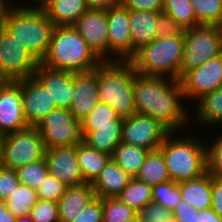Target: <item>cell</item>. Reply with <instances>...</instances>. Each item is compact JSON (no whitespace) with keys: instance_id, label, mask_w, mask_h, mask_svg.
<instances>
[{"instance_id":"ffe728a7","label":"cell","mask_w":222,"mask_h":222,"mask_svg":"<svg viewBox=\"0 0 222 222\" xmlns=\"http://www.w3.org/2000/svg\"><path fill=\"white\" fill-rule=\"evenodd\" d=\"M123 121L112 120V124L103 125H81L83 142L112 156L115 148L122 142Z\"/></svg>"},{"instance_id":"9c48e42d","label":"cell","mask_w":222,"mask_h":222,"mask_svg":"<svg viewBox=\"0 0 222 222\" xmlns=\"http://www.w3.org/2000/svg\"><path fill=\"white\" fill-rule=\"evenodd\" d=\"M35 127L41 134L45 149L73 147L83 141L80 121L69 109L51 111Z\"/></svg>"},{"instance_id":"74e56055","label":"cell","mask_w":222,"mask_h":222,"mask_svg":"<svg viewBox=\"0 0 222 222\" xmlns=\"http://www.w3.org/2000/svg\"><path fill=\"white\" fill-rule=\"evenodd\" d=\"M112 120H124L119 118L112 107L99 102L91 113L80 121L81 125H103L112 124Z\"/></svg>"},{"instance_id":"d6a6232c","label":"cell","mask_w":222,"mask_h":222,"mask_svg":"<svg viewBox=\"0 0 222 222\" xmlns=\"http://www.w3.org/2000/svg\"><path fill=\"white\" fill-rule=\"evenodd\" d=\"M199 24L218 25L222 19V0H190Z\"/></svg>"},{"instance_id":"277c9868","label":"cell","mask_w":222,"mask_h":222,"mask_svg":"<svg viewBox=\"0 0 222 222\" xmlns=\"http://www.w3.org/2000/svg\"><path fill=\"white\" fill-rule=\"evenodd\" d=\"M55 27L43 8L14 5L3 26L39 63L47 54Z\"/></svg>"},{"instance_id":"f546056e","label":"cell","mask_w":222,"mask_h":222,"mask_svg":"<svg viewBox=\"0 0 222 222\" xmlns=\"http://www.w3.org/2000/svg\"><path fill=\"white\" fill-rule=\"evenodd\" d=\"M118 198L138 213L152 202V186L132 178Z\"/></svg>"},{"instance_id":"603a6c76","label":"cell","mask_w":222,"mask_h":222,"mask_svg":"<svg viewBox=\"0 0 222 222\" xmlns=\"http://www.w3.org/2000/svg\"><path fill=\"white\" fill-rule=\"evenodd\" d=\"M95 197L90 183L67 187L57 201L60 222H71Z\"/></svg>"},{"instance_id":"4fadbf2b","label":"cell","mask_w":222,"mask_h":222,"mask_svg":"<svg viewBox=\"0 0 222 222\" xmlns=\"http://www.w3.org/2000/svg\"><path fill=\"white\" fill-rule=\"evenodd\" d=\"M169 133L152 117L135 113L123 121L122 142L153 151L162 145Z\"/></svg>"},{"instance_id":"8992f818","label":"cell","mask_w":222,"mask_h":222,"mask_svg":"<svg viewBox=\"0 0 222 222\" xmlns=\"http://www.w3.org/2000/svg\"><path fill=\"white\" fill-rule=\"evenodd\" d=\"M183 49L184 36L157 37L137 50L129 62L140 74L180 80Z\"/></svg>"},{"instance_id":"ab89813d","label":"cell","mask_w":222,"mask_h":222,"mask_svg":"<svg viewBox=\"0 0 222 222\" xmlns=\"http://www.w3.org/2000/svg\"><path fill=\"white\" fill-rule=\"evenodd\" d=\"M137 214L141 222H176L171 210L154 202L147 204Z\"/></svg>"},{"instance_id":"7bdbcfd3","label":"cell","mask_w":222,"mask_h":222,"mask_svg":"<svg viewBox=\"0 0 222 222\" xmlns=\"http://www.w3.org/2000/svg\"><path fill=\"white\" fill-rule=\"evenodd\" d=\"M19 184L16 170H11L0 165V200L6 201Z\"/></svg>"},{"instance_id":"4dcf8cb0","label":"cell","mask_w":222,"mask_h":222,"mask_svg":"<svg viewBox=\"0 0 222 222\" xmlns=\"http://www.w3.org/2000/svg\"><path fill=\"white\" fill-rule=\"evenodd\" d=\"M37 201V191L27 185L19 184L7 198L6 207L17 217L27 216L30 215L31 209Z\"/></svg>"},{"instance_id":"5bb4252c","label":"cell","mask_w":222,"mask_h":222,"mask_svg":"<svg viewBox=\"0 0 222 222\" xmlns=\"http://www.w3.org/2000/svg\"><path fill=\"white\" fill-rule=\"evenodd\" d=\"M29 127L22 107L21 80L0 81V133L7 135Z\"/></svg>"},{"instance_id":"f6af8a7d","label":"cell","mask_w":222,"mask_h":222,"mask_svg":"<svg viewBox=\"0 0 222 222\" xmlns=\"http://www.w3.org/2000/svg\"><path fill=\"white\" fill-rule=\"evenodd\" d=\"M129 10H143L163 13V0H119Z\"/></svg>"},{"instance_id":"11a10c76","label":"cell","mask_w":222,"mask_h":222,"mask_svg":"<svg viewBox=\"0 0 222 222\" xmlns=\"http://www.w3.org/2000/svg\"><path fill=\"white\" fill-rule=\"evenodd\" d=\"M15 222H34L30 215L18 216Z\"/></svg>"},{"instance_id":"44dd1931","label":"cell","mask_w":222,"mask_h":222,"mask_svg":"<svg viewBox=\"0 0 222 222\" xmlns=\"http://www.w3.org/2000/svg\"><path fill=\"white\" fill-rule=\"evenodd\" d=\"M131 179L111 157L91 186L97 198H115L121 194Z\"/></svg>"},{"instance_id":"8fae6325","label":"cell","mask_w":222,"mask_h":222,"mask_svg":"<svg viewBox=\"0 0 222 222\" xmlns=\"http://www.w3.org/2000/svg\"><path fill=\"white\" fill-rule=\"evenodd\" d=\"M180 83L185 102L199 100L204 95L222 87V53L201 66L185 72Z\"/></svg>"},{"instance_id":"b9f144b4","label":"cell","mask_w":222,"mask_h":222,"mask_svg":"<svg viewBox=\"0 0 222 222\" xmlns=\"http://www.w3.org/2000/svg\"><path fill=\"white\" fill-rule=\"evenodd\" d=\"M71 222H103V199L95 197Z\"/></svg>"},{"instance_id":"9f6ffc18","label":"cell","mask_w":222,"mask_h":222,"mask_svg":"<svg viewBox=\"0 0 222 222\" xmlns=\"http://www.w3.org/2000/svg\"><path fill=\"white\" fill-rule=\"evenodd\" d=\"M218 28L220 30V35L222 36V19L221 22L218 24Z\"/></svg>"},{"instance_id":"2e32d148","label":"cell","mask_w":222,"mask_h":222,"mask_svg":"<svg viewBox=\"0 0 222 222\" xmlns=\"http://www.w3.org/2000/svg\"><path fill=\"white\" fill-rule=\"evenodd\" d=\"M73 27L102 61H108L107 10L88 9Z\"/></svg>"},{"instance_id":"f907efd6","label":"cell","mask_w":222,"mask_h":222,"mask_svg":"<svg viewBox=\"0 0 222 222\" xmlns=\"http://www.w3.org/2000/svg\"><path fill=\"white\" fill-rule=\"evenodd\" d=\"M17 216H15L6 207V201L0 200V222H15Z\"/></svg>"},{"instance_id":"52a82bcc","label":"cell","mask_w":222,"mask_h":222,"mask_svg":"<svg viewBox=\"0 0 222 222\" xmlns=\"http://www.w3.org/2000/svg\"><path fill=\"white\" fill-rule=\"evenodd\" d=\"M222 53V36L218 25L200 24L184 30L181 76Z\"/></svg>"},{"instance_id":"c3c4849f","label":"cell","mask_w":222,"mask_h":222,"mask_svg":"<svg viewBox=\"0 0 222 222\" xmlns=\"http://www.w3.org/2000/svg\"><path fill=\"white\" fill-rule=\"evenodd\" d=\"M194 222H222V218L212 209H196Z\"/></svg>"},{"instance_id":"30bf717a","label":"cell","mask_w":222,"mask_h":222,"mask_svg":"<svg viewBox=\"0 0 222 222\" xmlns=\"http://www.w3.org/2000/svg\"><path fill=\"white\" fill-rule=\"evenodd\" d=\"M39 62L15 37L0 28V81H20L31 77Z\"/></svg>"},{"instance_id":"681fc988","label":"cell","mask_w":222,"mask_h":222,"mask_svg":"<svg viewBox=\"0 0 222 222\" xmlns=\"http://www.w3.org/2000/svg\"><path fill=\"white\" fill-rule=\"evenodd\" d=\"M89 9L108 10L119 3V0H86Z\"/></svg>"},{"instance_id":"f5cc1de1","label":"cell","mask_w":222,"mask_h":222,"mask_svg":"<svg viewBox=\"0 0 222 222\" xmlns=\"http://www.w3.org/2000/svg\"><path fill=\"white\" fill-rule=\"evenodd\" d=\"M30 1V0H29ZM34 2V3H33ZM48 2V0H32L30 1V6L27 3H22L21 4H25V5H21V4H14V6L17 7H34V8H42L46 3ZM28 5V6H27ZM34 5V6H33Z\"/></svg>"},{"instance_id":"ba28073f","label":"cell","mask_w":222,"mask_h":222,"mask_svg":"<svg viewBox=\"0 0 222 222\" xmlns=\"http://www.w3.org/2000/svg\"><path fill=\"white\" fill-rule=\"evenodd\" d=\"M45 147L35 126L7 134L4 140L1 166L17 170L22 166L43 159Z\"/></svg>"},{"instance_id":"6f0895ef","label":"cell","mask_w":222,"mask_h":222,"mask_svg":"<svg viewBox=\"0 0 222 222\" xmlns=\"http://www.w3.org/2000/svg\"><path fill=\"white\" fill-rule=\"evenodd\" d=\"M130 222H141V221H140V219L138 217H136L134 220H132Z\"/></svg>"},{"instance_id":"cb8c5ba5","label":"cell","mask_w":222,"mask_h":222,"mask_svg":"<svg viewBox=\"0 0 222 222\" xmlns=\"http://www.w3.org/2000/svg\"><path fill=\"white\" fill-rule=\"evenodd\" d=\"M42 8L56 27L73 26L89 9L86 0H48Z\"/></svg>"},{"instance_id":"5b68a950","label":"cell","mask_w":222,"mask_h":222,"mask_svg":"<svg viewBox=\"0 0 222 222\" xmlns=\"http://www.w3.org/2000/svg\"><path fill=\"white\" fill-rule=\"evenodd\" d=\"M99 98L114 109L122 119L133 116L134 67L130 62L103 61L97 66Z\"/></svg>"},{"instance_id":"ac0fdd59","label":"cell","mask_w":222,"mask_h":222,"mask_svg":"<svg viewBox=\"0 0 222 222\" xmlns=\"http://www.w3.org/2000/svg\"><path fill=\"white\" fill-rule=\"evenodd\" d=\"M73 99L70 112L79 121L88 116L100 102L97 67L83 72H73Z\"/></svg>"},{"instance_id":"6da1fadb","label":"cell","mask_w":222,"mask_h":222,"mask_svg":"<svg viewBox=\"0 0 222 222\" xmlns=\"http://www.w3.org/2000/svg\"><path fill=\"white\" fill-rule=\"evenodd\" d=\"M184 100L180 80L147 76L134 70L137 113L152 117L169 132L179 133L190 125L192 114L186 111Z\"/></svg>"},{"instance_id":"d590c367","label":"cell","mask_w":222,"mask_h":222,"mask_svg":"<svg viewBox=\"0 0 222 222\" xmlns=\"http://www.w3.org/2000/svg\"><path fill=\"white\" fill-rule=\"evenodd\" d=\"M180 200L181 193L178 183L169 180L152 186V202L173 211Z\"/></svg>"},{"instance_id":"83f0119b","label":"cell","mask_w":222,"mask_h":222,"mask_svg":"<svg viewBox=\"0 0 222 222\" xmlns=\"http://www.w3.org/2000/svg\"><path fill=\"white\" fill-rule=\"evenodd\" d=\"M149 152L145 148L121 142L111 157L127 175L135 178Z\"/></svg>"},{"instance_id":"f35d334b","label":"cell","mask_w":222,"mask_h":222,"mask_svg":"<svg viewBox=\"0 0 222 222\" xmlns=\"http://www.w3.org/2000/svg\"><path fill=\"white\" fill-rule=\"evenodd\" d=\"M30 216L34 222H60L58 204L53 201L38 199Z\"/></svg>"},{"instance_id":"3957f363","label":"cell","mask_w":222,"mask_h":222,"mask_svg":"<svg viewBox=\"0 0 222 222\" xmlns=\"http://www.w3.org/2000/svg\"><path fill=\"white\" fill-rule=\"evenodd\" d=\"M103 61L87 45L73 26L55 27L47 54L41 65L52 69L83 72Z\"/></svg>"},{"instance_id":"e575fe53","label":"cell","mask_w":222,"mask_h":222,"mask_svg":"<svg viewBox=\"0 0 222 222\" xmlns=\"http://www.w3.org/2000/svg\"><path fill=\"white\" fill-rule=\"evenodd\" d=\"M137 216V212L118 197L103 199V222H130Z\"/></svg>"},{"instance_id":"ee69618b","label":"cell","mask_w":222,"mask_h":222,"mask_svg":"<svg viewBox=\"0 0 222 222\" xmlns=\"http://www.w3.org/2000/svg\"><path fill=\"white\" fill-rule=\"evenodd\" d=\"M158 38L184 36V30L172 17L161 13L157 22Z\"/></svg>"},{"instance_id":"7dc6e473","label":"cell","mask_w":222,"mask_h":222,"mask_svg":"<svg viewBox=\"0 0 222 222\" xmlns=\"http://www.w3.org/2000/svg\"><path fill=\"white\" fill-rule=\"evenodd\" d=\"M211 208L222 218V177L211 175Z\"/></svg>"},{"instance_id":"db71d44e","label":"cell","mask_w":222,"mask_h":222,"mask_svg":"<svg viewBox=\"0 0 222 222\" xmlns=\"http://www.w3.org/2000/svg\"><path fill=\"white\" fill-rule=\"evenodd\" d=\"M6 135L0 133V165L2 163V152H3V145Z\"/></svg>"},{"instance_id":"1f68e13d","label":"cell","mask_w":222,"mask_h":222,"mask_svg":"<svg viewBox=\"0 0 222 222\" xmlns=\"http://www.w3.org/2000/svg\"><path fill=\"white\" fill-rule=\"evenodd\" d=\"M163 13L172 17L183 29L200 25L190 0H163Z\"/></svg>"},{"instance_id":"d4e9b609","label":"cell","mask_w":222,"mask_h":222,"mask_svg":"<svg viewBox=\"0 0 222 222\" xmlns=\"http://www.w3.org/2000/svg\"><path fill=\"white\" fill-rule=\"evenodd\" d=\"M181 198L193 205L196 209L205 210L211 208V174L205 173L203 176L179 182Z\"/></svg>"},{"instance_id":"7c38bea8","label":"cell","mask_w":222,"mask_h":222,"mask_svg":"<svg viewBox=\"0 0 222 222\" xmlns=\"http://www.w3.org/2000/svg\"><path fill=\"white\" fill-rule=\"evenodd\" d=\"M129 24V9L120 3L107 10L108 61L129 62L132 59Z\"/></svg>"},{"instance_id":"8d00e7d4","label":"cell","mask_w":222,"mask_h":222,"mask_svg":"<svg viewBox=\"0 0 222 222\" xmlns=\"http://www.w3.org/2000/svg\"><path fill=\"white\" fill-rule=\"evenodd\" d=\"M67 187L68 186L59 181L56 177L48 173L37 190L38 199L57 203Z\"/></svg>"},{"instance_id":"bcb514c9","label":"cell","mask_w":222,"mask_h":222,"mask_svg":"<svg viewBox=\"0 0 222 222\" xmlns=\"http://www.w3.org/2000/svg\"><path fill=\"white\" fill-rule=\"evenodd\" d=\"M172 213L176 222H194L196 208L181 198Z\"/></svg>"},{"instance_id":"4316f807","label":"cell","mask_w":222,"mask_h":222,"mask_svg":"<svg viewBox=\"0 0 222 222\" xmlns=\"http://www.w3.org/2000/svg\"><path fill=\"white\" fill-rule=\"evenodd\" d=\"M199 102V103H198ZM196 121L201 126H221L222 124V87L204 95L197 101Z\"/></svg>"},{"instance_id":"60d3db41","label":"cell","mask_w":222,"mask_h":222,"mask_svg":"<svg viewBox=\"0 0 222 222\" xmlns=\"http://www.w3.org/2000/svg\"><path fill=\"white\" fill-rule=\"evenodd\" d=\"M207 144L208 172L215 177H222V133Z\"/></svg>"},{"instance_id":"816d5d0a","label":"cell","mask_w":222,"mask_h":222,"mask_svg":"<svg viewBox=\"0 0 222 222\" xmlns=\"http://www.w3.org/2000/svg\"><path fill=\"white\" fill-rule=\"evenodd\" d=\"M10 0H0V28L4 26L5 19L10 8L14 3L9 2Z\"/></svg>"},{"instance_id":"836d02e7","label":"cell","mask_w":222,"mask_h":222,"mask_svg":"<svg viewBox=\"0 0 222 222\" xmlns=\"http://www.w3.org/2000/svg\"><path fill=\"white\" fill-rule=\"evenodd\" d=\"M20 184L27 185L37 191L49 173L45 158L22 166L16 170Z\"/></svg>"},{"instance_id":"9a60e30c","label":"cell","mask_w":222,"mask_h":222,"mask_svg":"<svg viewBox=\"0 0 222 222\" xmlns=\"http://www.w3.org/2000/svg\"><path fill=\"white\" fill-rule=\"evenodd\" d=\"M22 107L29 126H36L51 111L57 109L55 100L43 84L33 75L21 80Z\"/></svg>"},{"instance_id":"7402d4cb","label":"cell","mask_w":222,"mask_h":222,"mask_svg":"<svg viewBox=\"0 0 222 222\" xmlns=\"http://www.w3.org/2000/svg\"><path fill=\"white\" fill-rule=\"evenodd\" d=\"M161 13L143 10H129L132 58L137 50L158 37L157 22Z\"/></svg>"},{"instance_id":"484cf974","label":"cell","mask_w":222,"mask_h":222,"mask_svg":"<svg viewBox=\"0 0 222 222\" xmlns=\"http://www.w3.org/2000/svg\"><path fill=\"white\" fill-rule=\"evenodd\" d=\"M110 158L111 155L91 148L83 141L77 144V161L85 183L91 184Z\"/></svg>"},{"instance_id":"f1b7e54d","label":"cell","mask_w":222,"mask_h":222,"mask_svg":"<svg viewBox=\"0 0 222 222\" xmlns=\"http://www.w3.org/2000/svg\"><path fill=\"white\" fill-rule=\"evenodd\" d=\"M135 178L150 186H155L170 180L163 154L159 149L150 151L147 154Z\"/></svg>"},{"instance_id":"e0dca14e","label":"cell","mask_w":222,"mask_h":222,"mask_svg":"<svg viewBox=\"0 0 222 222\" xmlns=\"http://www.w3.org/2000/svg\"><path fill=\"white\" fill-rule=\"evenodd\" d=\"M44 158L49 173L66 186L85 184L77 161V145L45 149Z\"/></svg>"},{"instance_id":"7a4b0ae2","label":"cell","mask_w":222,"mask_h":222,"mask_svg":"<svg viewBox=\"0 0 222 222\" xmlns=\"http://www.w3.org/2000/svg\"><path fill=\"white\" fill-rule=\"evenodd\" d=\"M176 134L170 132L158 148L163 154L170 180L179 183L203 176L208 172L207 145L194 133L184 137Z\"/></svg>"},{"instance_id":"d6986e66","label":"cell","mask_w":222,"mask_h":222,"mask_svg":"<svg viewBox=\"0 0 222 222\" xmlns=\"http://www.w3.org/2000/svg\"><path fill=\"white\" fill-rule=\"evenodd\" d=\"M34 76L47 89L57 108L70 109L73 99V72L38 64Z\"/></svg>"}]
</instances>
